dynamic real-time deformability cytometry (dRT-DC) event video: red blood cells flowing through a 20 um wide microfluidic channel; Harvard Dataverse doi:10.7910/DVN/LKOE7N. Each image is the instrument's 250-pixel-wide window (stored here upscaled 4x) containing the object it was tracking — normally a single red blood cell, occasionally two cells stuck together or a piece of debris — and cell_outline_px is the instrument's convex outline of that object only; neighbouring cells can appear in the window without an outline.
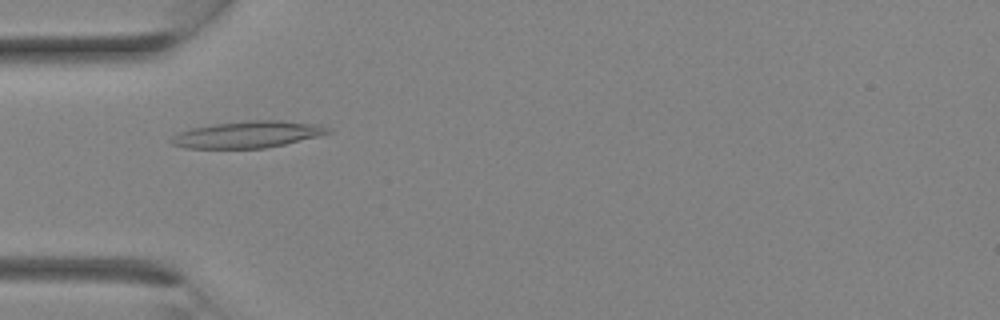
{"species": "Egyptian fruit bat (a non-hibernating species)", "species_latin": "Rousettus aegyptiacus", "temperature_condition": "room temperature", "stored_images_in_passage": 19, "camera_frame_rate_fps": 3000, "um_per_image_px": 0.085, "animal": {"sex": "female"}, "frame": {"image": 1, "passage_image": 9, "time_ms": 2.667, "image_size_px": [1000, 320], "cell_outline_px": [[332, 132], [320, 136], [284, 144], [264, 148], [184, 148], [172, 144], [168, 140], [172, 136], [180, 132], [192, 128], [216, 124], [248, 120], [280, 120], [320, 124], [332, 128]], "centroid_in_image_um": [21.1, 11.42], "position_along_channel_um": 63.9, "area_um2": 24.45}}
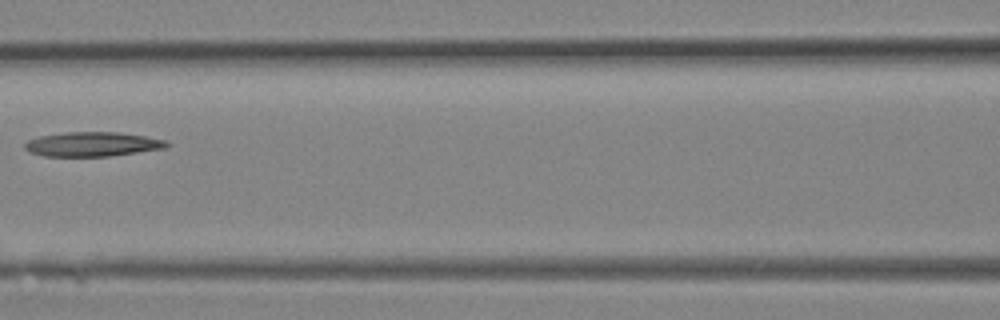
{"frame": {"image": 2, "passage_image": 13, "time_ms": 4.0, "image_size_px": [1000, 320], "cell_outline_px": [[172, 144], [168, 148], [112, 156], [44, 156], [32, 152], [24, 148], [24, 144], [28, 140], [40, 136], [64, 132], [120, 132], [168, 140]], "centroid_in_image_um": [7.94, 12.25], "position_along_channel_um": 158.7, "area_um2": 20.4}}
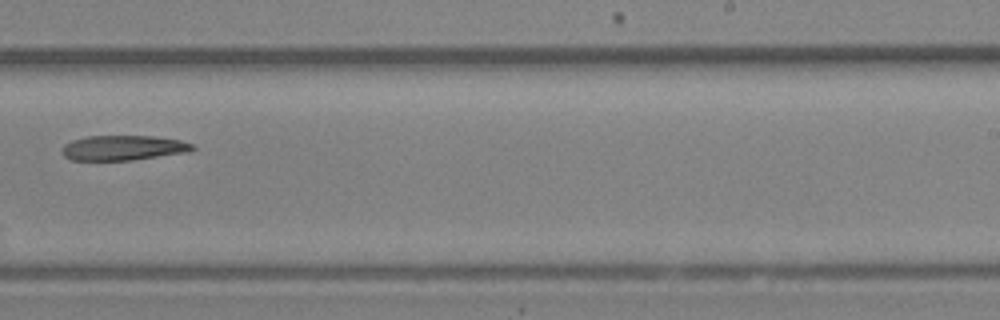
{"frame": {"image": 3, "passage_image": 18, "time_ms": 5.667, "image_size_px": [1000, 320], "cell_outline_px": [[196, 148], [188, 152], [132, 160], [72, 160], [64, 156], [60, 152], [64, 144], [72, 140], [88, 136], [152, 136], [180, 140], [192, 144]], "centroid_in_image_um": [10.45, 12.56], "position_along_channel_um": 278.6, "area_um2": 18.96}}